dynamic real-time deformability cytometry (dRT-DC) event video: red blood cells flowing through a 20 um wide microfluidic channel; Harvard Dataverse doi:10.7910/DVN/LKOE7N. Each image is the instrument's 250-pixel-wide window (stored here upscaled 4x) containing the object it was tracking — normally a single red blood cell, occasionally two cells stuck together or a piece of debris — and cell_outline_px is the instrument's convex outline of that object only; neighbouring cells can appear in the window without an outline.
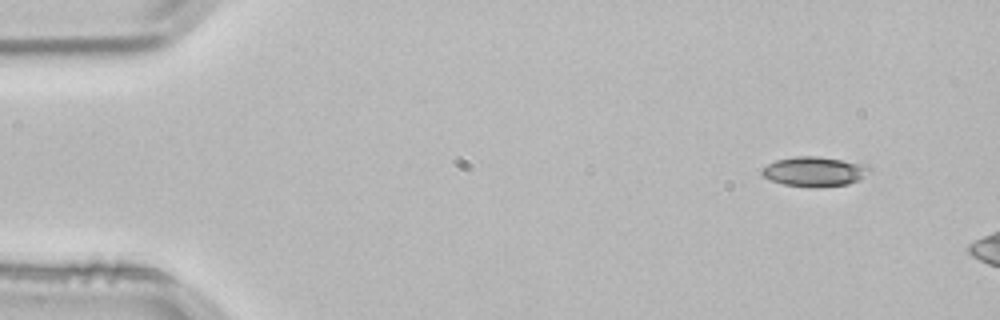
{"species": "common noctule bat (a hibernating species)", "species_latin": "Nyctalus noctula", "temperature_condition": "room temperature", "stored_images_in_passage": 3, "camera_frame_rate_fps": 3000, "um_per_image_px": 0.085, "animal": {"sex": "male", "body_mass_g": 21.5, "forearm_length_mm": 52.0}, "frame": {"image": 1, "passage_image": 1, "time_ms": 0.0, "image_size_px": [1000, 320], "cell_outline_px": [[872, 172], [860, 180], [848, 184], [784, 184], [772, 180], [764, 176], [760, 172], [768, 164], [776, 160], [796, 156], [816, 156], [868, 164], [872, 168]], "centroid_in_image_um": [69.32, 14.52], "position_along_channel_um": 15.7, "area_um2": 17.86}}